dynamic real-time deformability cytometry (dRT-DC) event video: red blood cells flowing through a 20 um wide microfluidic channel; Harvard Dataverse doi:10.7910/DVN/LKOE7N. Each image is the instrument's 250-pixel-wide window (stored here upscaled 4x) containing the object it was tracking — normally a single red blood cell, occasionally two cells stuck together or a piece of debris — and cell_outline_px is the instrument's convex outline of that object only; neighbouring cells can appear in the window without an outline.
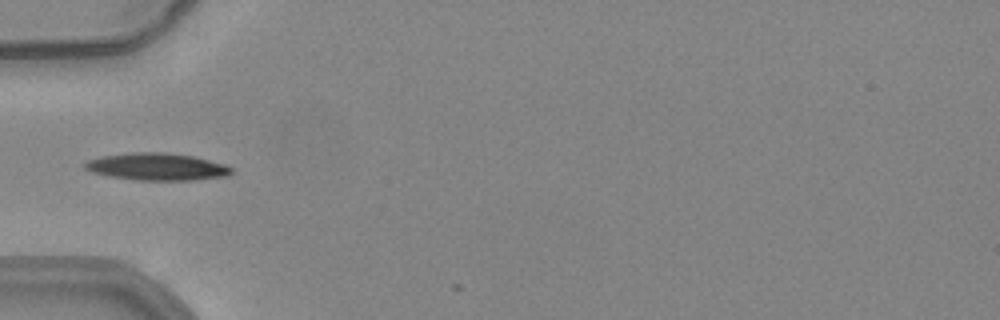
{"species": "common noctule bat (a hibernating species)", "species_latin": "Nyctalus noctula", "temperature_condition": "warm", "stored_images_in_passage": 30, "camera_frame_rate_fps": 3000, "um_per_image_px": 0.085, "animal": {"sex": "female", "body_mass_g": 24.6, "forearm_length_mm": 56.2}, "frame": {"image": 1, "passage_image": 1, "time_ms": 0.0, "image_size_px": [1000, 320], "cell_outline_px": [[232, 172], [228, 176], [196, 180], [136, 180], [108, 176], [92, 172], [84, 168], [84, 164], [88, 160], [100, 156], [132, 152], [164, 152], [192, 156], [224, 164], [232, 168]], "centroid_in_image_um": [13.32, 14.17], "position_along_channel_um": 71.7, "area_um2": 23.29}}
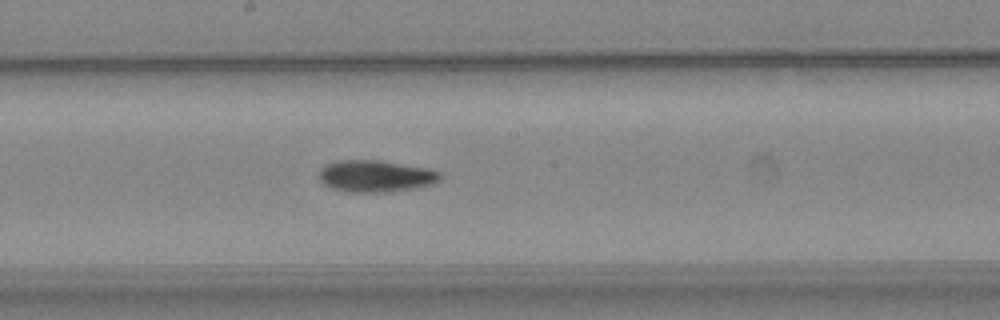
{"frame": {"image": 2, "passage_image": 12, "time_ms": 3.667, "image_size_px": [1000, 320], "cell_outline_px": [[444, 176], [440, 180], [432, 184], [412, 188], [384, 192], [348, 192], [332, 188], [324, 184], [320, 180], [320, 168], [328, 164], [340, 160], [376, 160], [424, 168], [440, 172]], "centroid_in_image_um": [31.92, 14.97], "position_along_channel_um": 216.3, "area_um2": 22.08}}
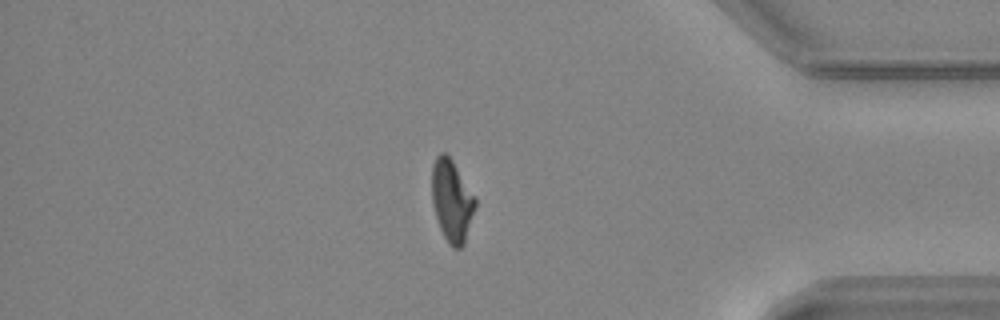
{"frame": {"image": 3, "passage_image": 28, "time_ms": 9.0, "image_size_px": [1000, 320], "cell_outline_px": [[476, 208], [464, 244], [460, 248], [452, 248], [448, 244], [440, 228], [436, 216], [432, 200], [432, 164], [436, 156], [440, 152], [444, 152], [452, 160], [476, 196]], "centroid_in_image_um": [38.42, 17.06], "position_along_channel_um": 396.8, "area_um2": 20.87}, "authors_computed_cell_mechanics": {"area_um2": 21.5305, "velocity_mm_per_s": 3.9224, "shape_relaxation_time_tau1_ms": 5.822, "shape_relaxation_time_tau2_ms": 5.3093, "deformation_change_tau1": 0.2157, "deformation_change_tau2": 0.0975}}